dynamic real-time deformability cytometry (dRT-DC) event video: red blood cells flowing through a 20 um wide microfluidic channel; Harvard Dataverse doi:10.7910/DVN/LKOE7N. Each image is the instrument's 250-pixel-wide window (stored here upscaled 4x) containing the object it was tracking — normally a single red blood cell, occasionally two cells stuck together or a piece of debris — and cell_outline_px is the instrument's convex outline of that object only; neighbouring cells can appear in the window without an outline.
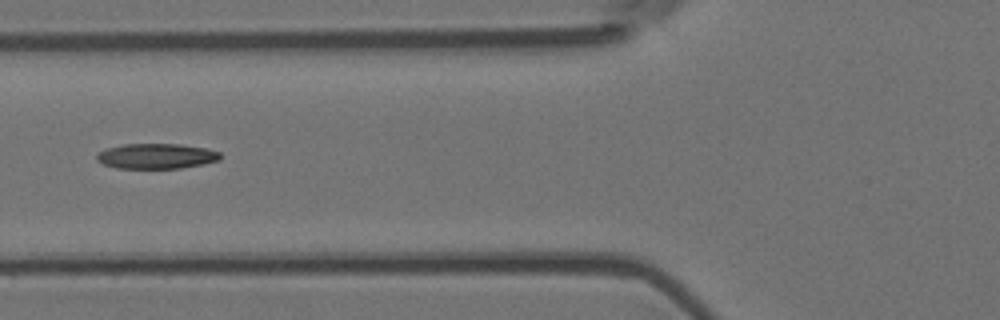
{"species": "Egyptian fruit bat (a non-hibernating species)", "species_latin": "Rousettus aegyptiacus", "temperature_condition": "room temperature", "stored_images_in_passage": 9, "camera_frame_rate_fps": 3000, "um_per_image_px": 0.085, "animal": {"sex": "female"}, "frame": {"image": 1, "passage_image": 6, "time_ms": 1.667, "image_size_px": [1000, 320], "cell_outline_px": [[220, 160], [204, 164], [180, 168], [116, 168], [104, 164], [96, 160], [96, 156], [104, 148], [124, 144], [180, 144], [204, 148], [220, 152]], "centroid_in_image_um": [13.28, 13.27], "position_along_channel_um": 112.5, "area_um2": 18.15}}
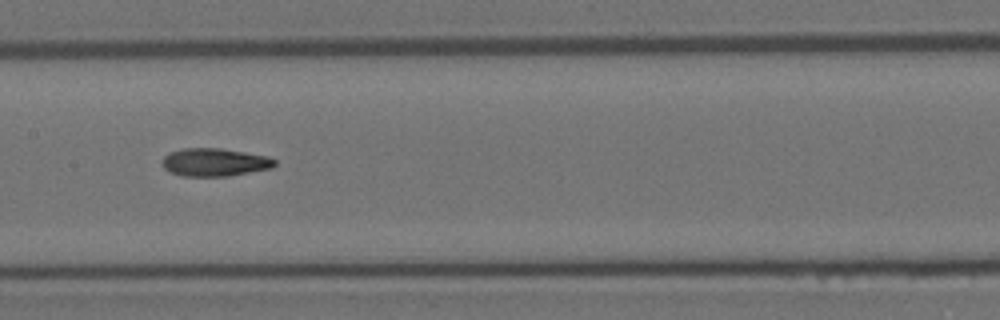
{"frame": {"image": 2, "passage_image": 8, "time_ms": 2.333, "image_size_px": [1000, 320], "cell_outline_px": [[276, 164], [272, 168], [228, 176], [184, 176], [172, 172], [164, 168], [164, 156], [168, 152], [184, 148], [220, 148], [268, 156], [276, 160]], "centroid_in_image_um": [18.27, 13.78], "position_along_channel_um": 189.1, "area_um2": 18.21}}
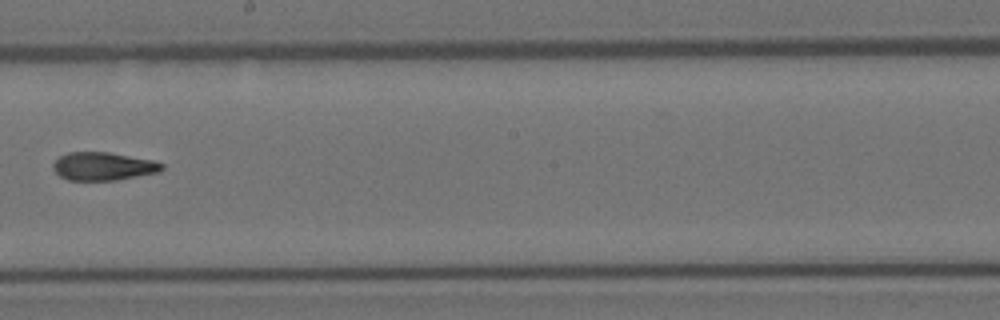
{"frame": {"image": 3, "passage_image": 9, "time_ms": 2.667, "image_size_px": [1000, 320], "cell_outline_px": [[164, 168], [160, 172], [116, 180], [68, 180], [60, 176], [52, 168], [52, 164], [60, 156], [68, 152], [108, 152], [152, 160], [164, 164]], "centroid_in_image_um": [8.77, 14.13], "position_along_channel_um": 239.4, "area_um2": 17.8}}